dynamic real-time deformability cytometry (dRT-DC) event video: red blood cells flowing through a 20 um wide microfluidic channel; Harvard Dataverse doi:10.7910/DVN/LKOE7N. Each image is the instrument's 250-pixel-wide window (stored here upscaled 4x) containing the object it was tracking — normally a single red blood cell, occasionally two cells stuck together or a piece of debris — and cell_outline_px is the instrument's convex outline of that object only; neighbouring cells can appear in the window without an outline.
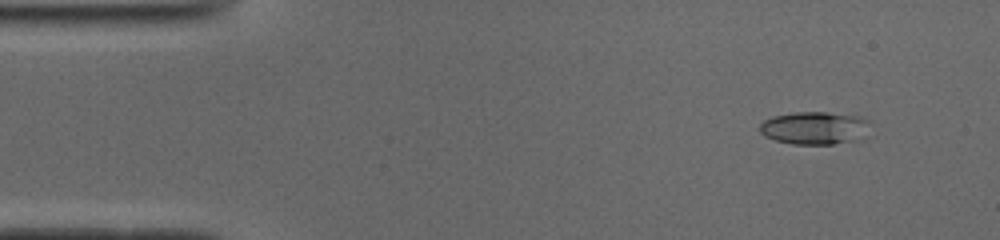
{"species": "common noctule bat (a hibernating species)", "species_latin": "Nyctalus noctula", "temperature_condition": "cold", "stored_images_in_passage": 50, "camera_frame_rate_fps": 3000, "um_per_image_px": 0.085, "animal": {"sex": "male", "body_mass_g": 19.0, "forearm_length_mm": 50.8}, "frame": {"image": 1, "passage_image": 4, "time_ms": 1.0, "image_size_px": [1000, 240], "cell_outline_px": [[872, 120], [856, 140], [832, 144], [792, 144], [776, 140], [764, 136], [760, 132], [760, 124], [764, 120], [772, 116], [792, 112], [828, 112], [860, 116]], "centroid_in_image_um": [69.19, 10.86], "position_along_channel_um": 15.8, "area_um2": 20.98}}
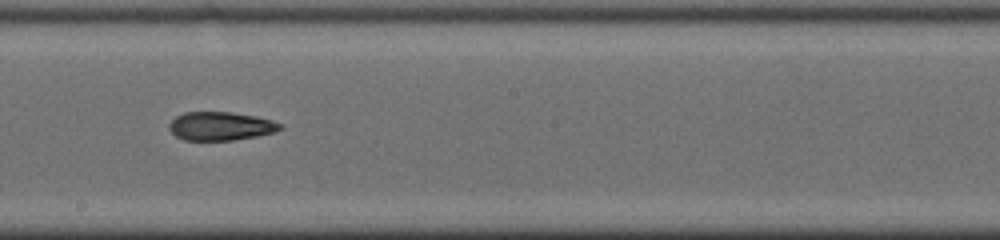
{"frame": {"image": 2, "passage_image": 27, "time_ms": 8.667, "image_size_px": [1000, 240], "cell_outline_px": [[284, 128], [272, 132], [256, 136], [232, 140], [184, 140], [176, 136], [168, 128], [168, 124], [176, 116], [184, 112], [232, 112], [256, 116], [272, 120], [284, 124]], "centroid_in_image_um": [18.76, 10.71], "position_along_channel_um": 229.4, "area_um2": 18.5}}
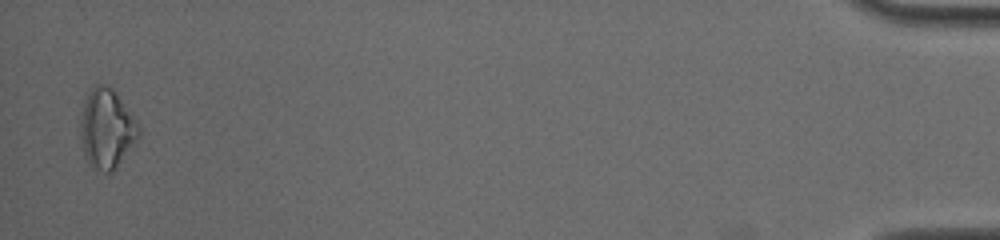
{"frame": {"image": 3, "passage_image": 49, "time_ms": 16.0, "image_size_px": [1000, 240], "cell_outline_px": [[140, 136], [136, 144], [116, 168], [112, 172], [104, 172], [92, 168], [88, 164], [80, 140], [80, 120], [84, 104], [92, 88], [96, 84], [108, 84], [116, 92], [140, 128]], "centroid_in_image_um": [9.08, 10.98], "position_along_channel_um": 426.1, "area_um2": 27.05}, "authors_computed_cell_mechanics": {"area_um2": 19.3919, "velocity_mm_per_s": 3.9418, "shape_relaxation_time_tau1_ms": 10.2149, "shape_relaxation_time_tau2_ms": 3.9135, "deformation_change_tau1": 0.2013, "deformation_change_tau2": 0.1157}}